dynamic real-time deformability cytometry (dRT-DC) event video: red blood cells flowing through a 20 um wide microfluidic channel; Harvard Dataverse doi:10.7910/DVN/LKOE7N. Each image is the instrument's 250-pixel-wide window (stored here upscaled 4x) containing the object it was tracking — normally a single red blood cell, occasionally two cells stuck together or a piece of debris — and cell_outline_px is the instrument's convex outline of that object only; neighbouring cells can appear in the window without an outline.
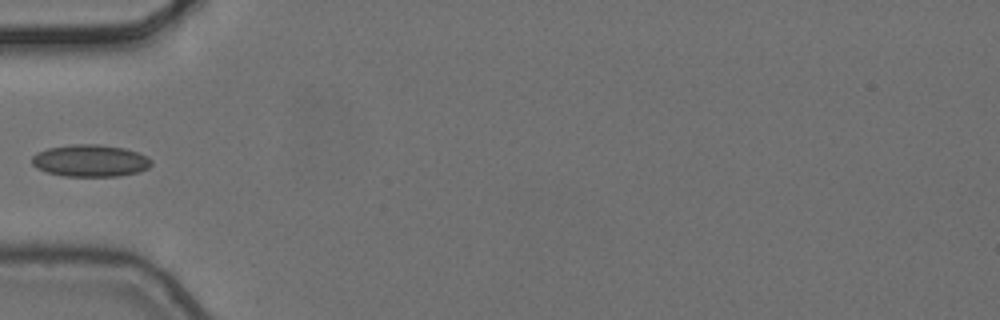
{"species": "common noctule bat (a hibernating species)", "species_latin": "Nyctalus noctula", "temperature_condition": "cold", "stored_images_in_passage": 5, "camera_frame_rate_fps": 3000, "um_per_image_px": 0.085, "animal": {"sex": "female", "body_mass_g": 24.6, "forearm_length_mm": 56.2}, "frame": {"image": 1, "passage_image": 5, "time_ms": 1.333, "image_size_px": [1000, 320], "cell_outline_px": [[152, 164], [148, 168], [140, 172], [120, 176], [64, 176], [48, 172], [36, 168], [32, 164], [32, 156], [36, 152], [48, 148], [72, 144], [96, 144], [124, 148], [148, 156], [152, 160]], "centroid_in_image_um": [7.68, 13.66], "position_along_channel_um": 77.3, "area_um2": 22.43}}